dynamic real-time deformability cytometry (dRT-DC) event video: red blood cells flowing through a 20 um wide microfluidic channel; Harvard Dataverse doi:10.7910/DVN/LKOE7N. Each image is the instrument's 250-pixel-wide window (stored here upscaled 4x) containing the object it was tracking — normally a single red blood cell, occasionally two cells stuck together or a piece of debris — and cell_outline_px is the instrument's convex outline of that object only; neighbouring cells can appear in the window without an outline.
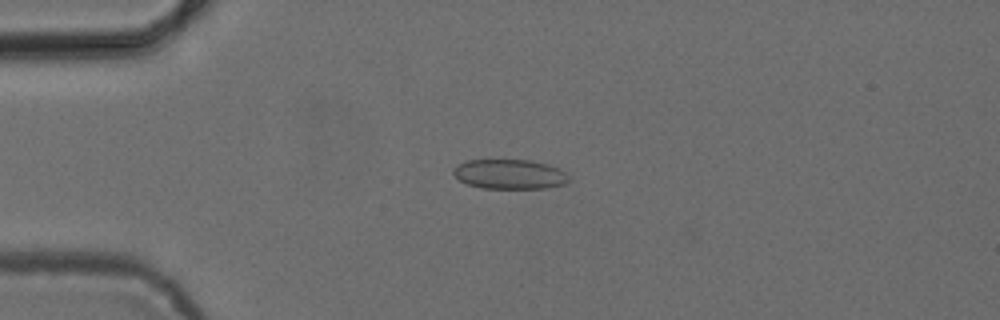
{"species": "common noctule bat (a hibernating species)", "species_latin": "Nyctalus noctula", "temperature_condition": "cold", "stored_images_in_passage": 51, "camera_frame_rate_fps": 3000, "um_per_image_px": 0.085, "animal": {"sex": "female", "body_mass_g": 24.6, "forearm_length_mm": 56.2}, "frame": {"image": 1, "passage_image": 12, "time_ms": 3.667, "image_size_px": [1000, 320], "cell_outline_px": [[568, 180], [564, 184], [544, 188], [480, 188], [468, 184], [460, 180], [452, 172], [460, 164], [468, 160], [532, 160], [548, 164], [560, 168], [568, 176]], "centroid_in_image_um": [43.35, 14.8], "position_along_channel_um": 41.7, "area_um2": 19.77}}
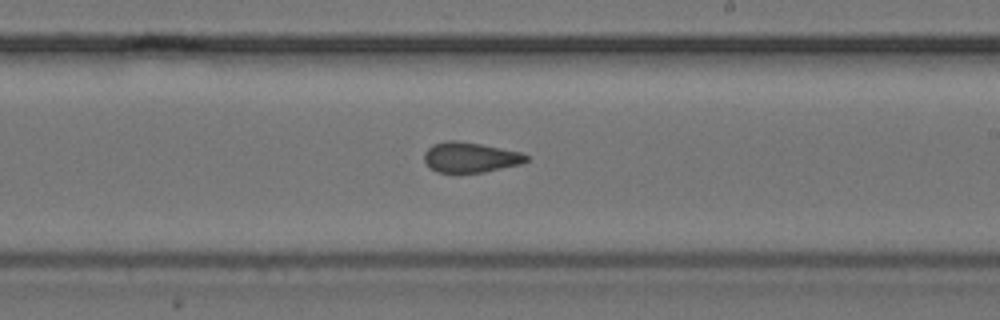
{"frame": {"image": 2, "passage_image": 30, "time_ms": 9.667, "image_size_px": [1000, 320], "cell_outline_px": [[528, 160], [520, 164], [484, 172], [436, 172], [424, 160], [424, 152], [432, 144], [448, 140], [456, 140], [480, 144], [524, 152], [528, 156]], "centroid_in_image_um": [39.99, 13.36], "position_along_channel_um": 249.0, "area_um2": 17.92}}
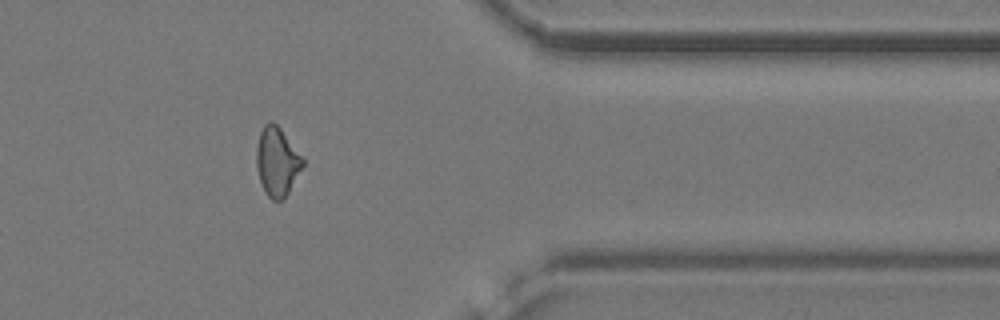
{"frame": {"image": 3, "passage_image": 42, "time_ms": 13.667, "image_size_px": [1000, 320], "cell_outline_px": [[304, 164], [284, 200], [272, 200], [264, 192], [256, 168], [256, 148], [260, 132], [264, 124], [272, 120], [280, 128], [304, 160]], "centroid_in_image_um": [23.52, 13.75], "position_along_channel_um": 387.9, "area_um2": 18.44}, "authors_computed_cell_mechanics": {"area_um2": 18.5538, "velocity_mm_per_s": 3.8915, "shape_relaxation_time_tau1_ms": null, "shape_relaxation_time_tau2_ms": 1.8189, "deformation_change_tau1": null, "deformation_change_tau2": 0.0774}}